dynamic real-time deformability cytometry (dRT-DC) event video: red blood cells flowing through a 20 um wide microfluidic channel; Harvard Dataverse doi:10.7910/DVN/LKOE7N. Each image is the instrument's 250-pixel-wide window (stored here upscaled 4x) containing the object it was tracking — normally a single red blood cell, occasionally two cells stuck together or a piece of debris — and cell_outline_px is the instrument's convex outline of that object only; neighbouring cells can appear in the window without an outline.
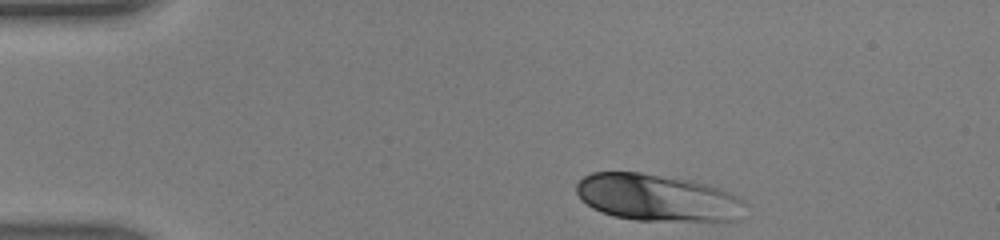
{"species": "human", "species_latin": "Homo sapiens", "temperature_condition": "warm", "stored_images_in_passage": 33, "camera_frame_rate_fps": 3000, "um_per_image_px": 0.085, "donor": {"sex": "male"}, "frame": {"image": 1, "passage_image": 1, "time_ms": 0.0, "image_size_px": [1000, 240], "cell_outline_px": [[748, 204], [740, 220], [636, 220], [612, 216], [600, 212], [592, 208], [580, 200], [576, 192], [576, 184], [584, 176], [592, 172], [640, 172], [692, 180], [708, 184], [720, 188], [740, 196]], "centroid_in_image_um": [55.9, 16.79], "position_along_channel_um": 29.1, "area_um2": 46.7}}
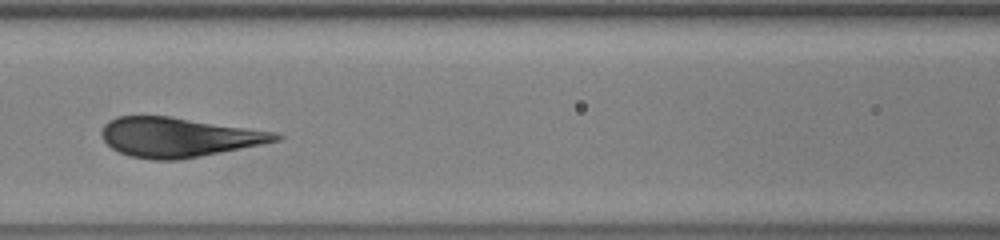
{"frame": {"image": 2, "passage_image": 14, "time_ms": 4.333, "image_size_px": [1000, 240], "cell_outline_px": [[284, 136], [280, 140], [180, 160], [152, 160], [132, 156], [120, 152], [112, 148], [104, 140], [100, 132], [104, 124], [108, 120], [116, 116], [168, 116], [276, 132]], "centroid_in_image_um": [15.14, 11.66], "position_along_channel_um": 151.5, "area_um2": 39.71}}
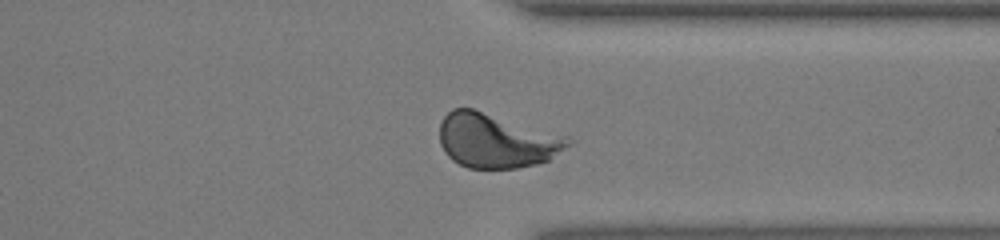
{"frame": {"image": 3, "passage_image": 29, "time_ms": 9.333, "image_size_px": [1000, 240], "cell_outline_px": [[576, 140], [572, 144], [548, 160], [536, 164], [516, 168], [468, 168], [452, 160], [444, 152], [440, 144], [440, 124], [444, 116], [452, 108], [472, 108], [568, 136]], "centroid_in_image_um": [42.21, 11.95], "position_along_channel_um": 369.2, "area_um2": 40.86}, "authors_computed_cell_mechanics": {"area_um2": 40.5756, "velocity_mm_per_s": 4.378, "shape_relaxation_time_tau1_ms": 3.6141, "shape_relaxation_time_tau2_ms": null, "deformation_change_tau1": 0.1731, "deformation_change_tau2": null}}